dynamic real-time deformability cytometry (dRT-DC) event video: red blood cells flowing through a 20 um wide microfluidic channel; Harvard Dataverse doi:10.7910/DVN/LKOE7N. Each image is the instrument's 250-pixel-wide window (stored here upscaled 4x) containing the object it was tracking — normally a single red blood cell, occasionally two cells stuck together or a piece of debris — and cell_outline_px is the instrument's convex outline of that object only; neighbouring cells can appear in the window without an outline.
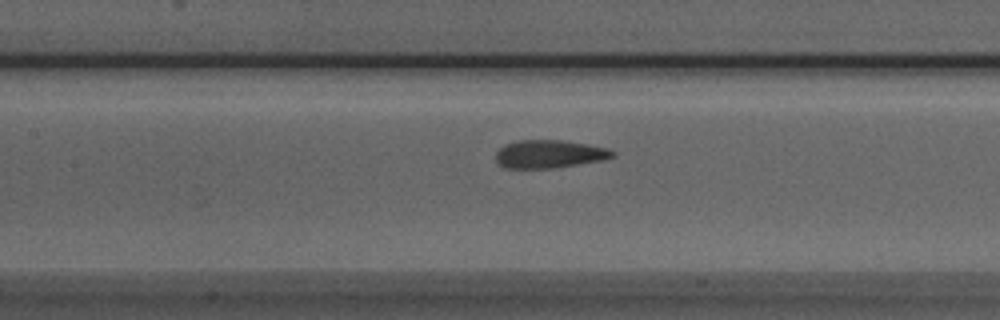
{"species": "Egyptian fruit bat (a non-hibernating species)", "species_latin": "Rousettus aegyptiacus", "temperature_condition": "room temperature", "stored_images_in_passage": 21, "camera_frame_rate_fps": 3000, "um_per_image_px": 0.085, "animal": {"sex": "male"}, "frame": {"image": 1, "passage_image": 12, "time_ms": 3.667, "image_size_px": [1000, 320], "cell_outline_px": [[616, 156], [604, 160], [556, 168], [504, 168], [496, 160], [496, 152], [504, 144], [516, 140], [560, 140], [608, 148], [616, 152]], "centroid_in_image_um": [46.7, 13.1], "position_along_channel_um": 160.7, "area_um2": 19.19}}
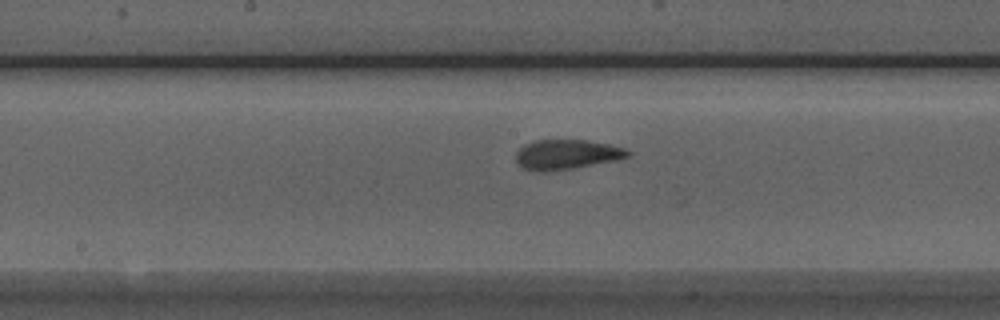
{"frame": {"image": 2, "passage_image": 15, "time_ms": 4.667, "image_size_px": [1000, 320], "cell_outline_px": [[632, 152], [628, 156], [616, 160], [572, 168], [548, 172], [532, 172], [520, 168], [516, 164], [516, 152], [524, 144], [536, 140], [584, 140], [608, 144], [624, 148]], "centroid_in_image_um": [48.08, 13.15], "position_along_channel_um": 200.1, "area_um2": 19.59}}
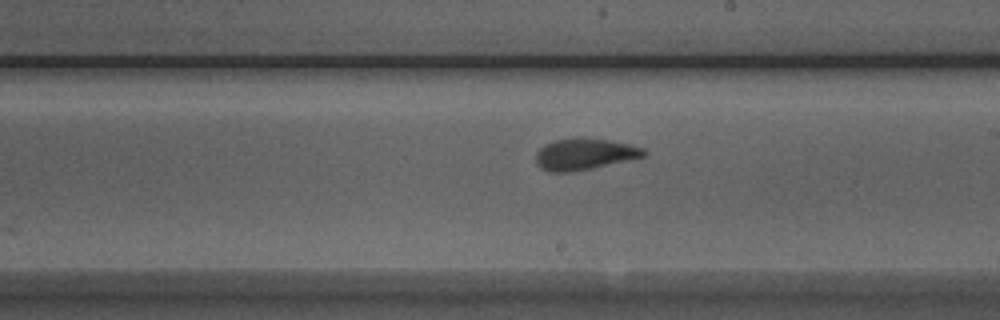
{"frame": {"image": 3, "passage_image": 18, "time_ms": 5.667, "image_size_px": [1000, 320], "cell_outline_px": [[648, 156], [592, 168], [572, 172], [548, 172], [540, 168], [536, 164], [536, 152], [544, 144], [556, 140], [580, 136], [608, 140], [628, 144], [644, 148], [648, 152]], "centroid_in_image_um": [49.69, 13.1], "position_along_channel_um": 239.3, "area_um2": 20.11}}